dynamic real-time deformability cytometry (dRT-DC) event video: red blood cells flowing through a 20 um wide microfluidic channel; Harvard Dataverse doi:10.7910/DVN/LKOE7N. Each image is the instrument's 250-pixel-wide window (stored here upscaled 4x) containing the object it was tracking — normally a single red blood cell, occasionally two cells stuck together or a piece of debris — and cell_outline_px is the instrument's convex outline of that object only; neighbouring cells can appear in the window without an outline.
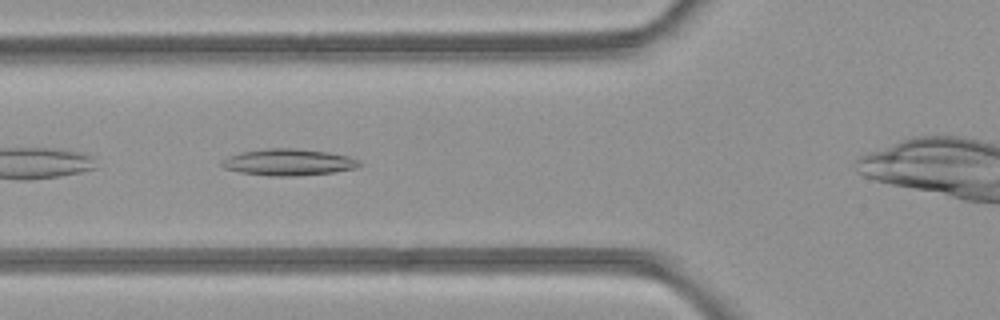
{"species": "common noctule bat (a hibernating species)", "species_latin": "Nyctalus noctula", "temperature_condition": "room temperature", "stored_images_in_passage": 31, "camera_frame_rate_fps": 3000, "um_per_image_px": 0.085, "animal": {"sex": "female", "body_mass_g": 21.9}, "frame": {"image": 1, "passage_image": 5, "time_ms": 1.333, "image_size_px": [1000, 320], "cell_outline_px": [[364, 164], [356, 168], [332, 172], [296, 176], [272, 176], [240, 172], [224, 168], [220, 164], [228, 156], [244, 152], [268, 148], [296, 148], [328, 152], [348, 156], [360, 160]], "centroid_in_image_um": [24.57, 13.79], "position_along_channel_um": 101.2, "area_um2": 21.21}}
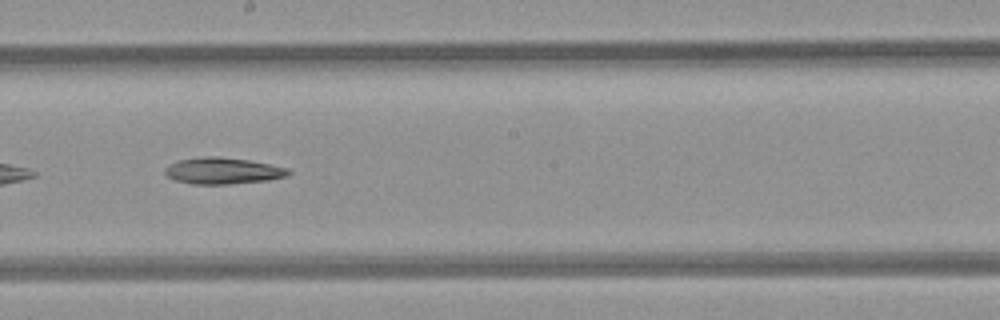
{"frame": {"image": 2, "passage_image": 14, "time_ms": 4.333, "image_size_px": [1000, 320], "cell_outline_px": [[292, 172], [284, 176], [268, 180], [228, 184], [192, 184], [176, 180], [168, 176], [164, 172], [164, 168], [180, 160], [204, 156], [216, 156], [248, 160], [288, 168]], "centroid_in_image_um": [18.93, 14.52], "position_along_channel_um": 229.3, "area_um2": 18.73}}
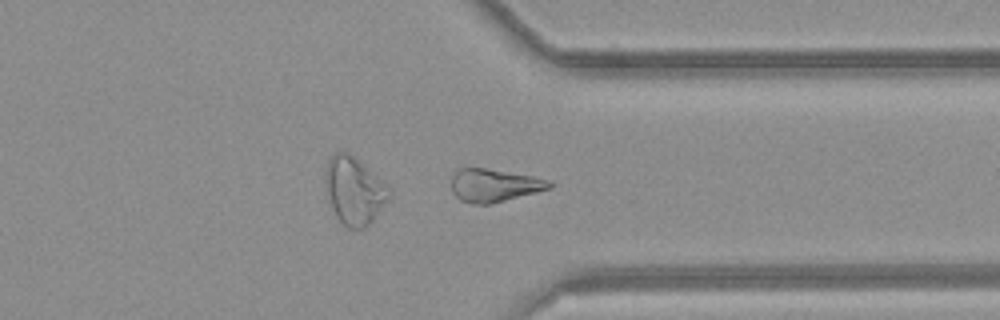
{"frame": {"image": 3, "passage_image": 24, "time_ms": 7.667, "image_size_px": [1000, 320], "cell_outline_px": [[556, 184], [552, 188], [488, 204], [472, 204], [460, 200], [452, 192], [452, 176], [460, 168], [488, 168], [532, 176], [552, 180]], "centroid_in_image_um": [42.04, 15.74], "position_along_channel_um": 369.4, "area_um2": 18.84}}